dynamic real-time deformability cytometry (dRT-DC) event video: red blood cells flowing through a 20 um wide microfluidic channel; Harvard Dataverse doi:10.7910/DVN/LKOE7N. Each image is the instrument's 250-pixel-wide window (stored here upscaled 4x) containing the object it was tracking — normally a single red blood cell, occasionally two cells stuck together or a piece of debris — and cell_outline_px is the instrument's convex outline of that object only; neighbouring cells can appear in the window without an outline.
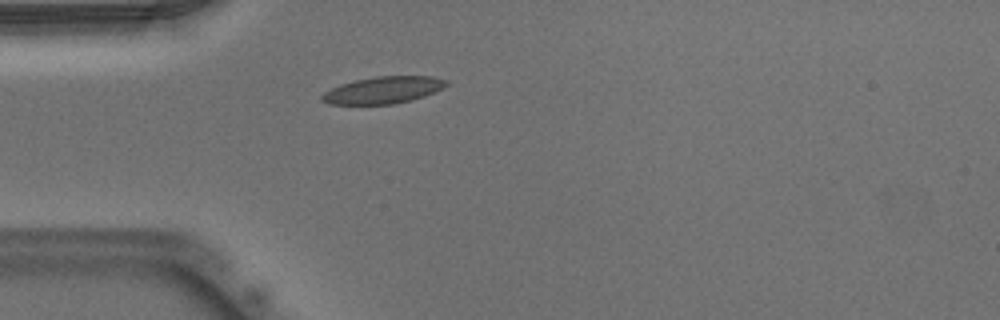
{"species": "Egyptian fruit bat (a non-hibernating species)", "species_latin": "Rousettus aegyptiacus", "temperature_condition": "warm", "stored_images_in_passage": 41, "camera_frame_rate_fps": 3000, "um_per_image_px": 0.085, "animal": {"sex": "male"}, "frame": {"image": 1, "passage_image": 4, "time_ms": 1.0, "image_size_px": [1000, 320], "cell_outline_px": [[448, 84], [424, 96], [392, 104], [328, 104], [320, 100], [320, 96], [324, 92], [340, 84], [356, 80], [376, 76], [432, 76], [448, 80]], "centroid_in_image_um": [32.52, 7.65], "position_along_channel_um": 52.5, "area_um2": 19.31}}
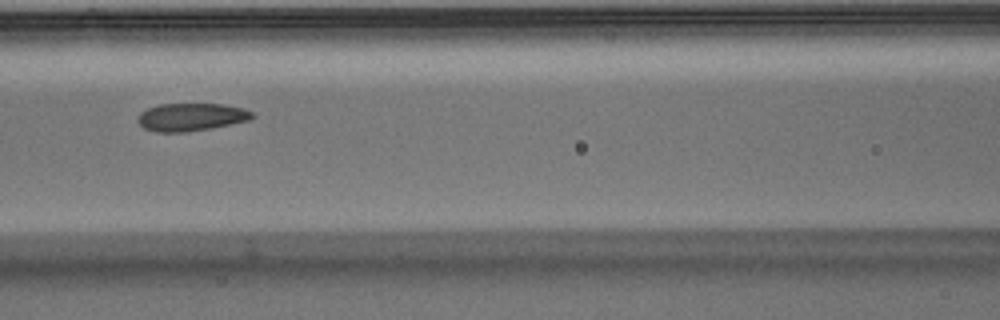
{"frame": {"image": 2, "passage_image": 12, "time_ms": 3.667, "image_size_px": [1000, 320], "cell_outline_px": [[256, 116], [248, 120], [212, 128], [184, 132], [156, 132], [144, 128], [136, 120], [140, 112], [148, 108], [160, 104], [224, 104], [244, 108], [252, 112]], "centroid_in_image_um": [16.24, 9.94], "position_along_channel_um": 150.4, "area_um2": 18.55}}
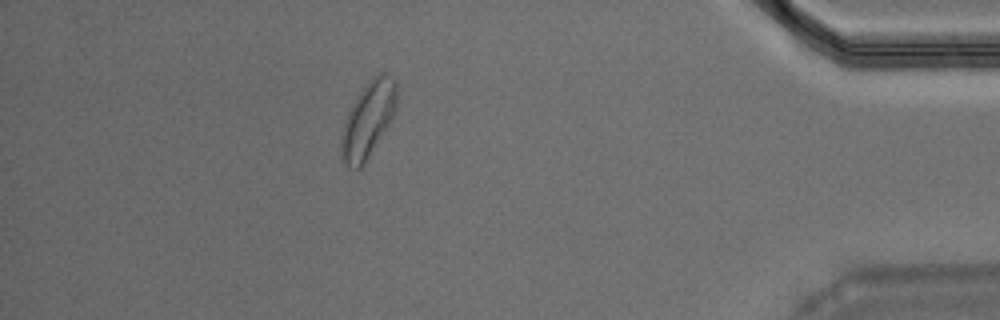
{"frame": {"image": 3, "passage_image": 35, "time_ms": 11.333, "image_size_px": [1000, 320], "cell_outline_px": [[396, 108], [388, 124], [368, 156], [360, 168], [348, 168], [340, 160], [340, 136], [344, 120], [356, 96], [368, 80], [372, 76], [380, 72], [388, 72], [396, 80]], "centroid_in_image_um": [31.24, 10.13], "position_along_channel_um": 404.0, "area_um2": 24.57}, "authors_computed_cell_mechanics": {"area_um2": 19.3052, "velocity_mm_per_s": 3.9109, "shape_relaxation_time_tau1_ms": 3.4268, "shape_relaxation_time_tau2_ms": 3.2767, "deformation_change_tau1": 0.1217, "deformation_change_tau2": 0.0775}}